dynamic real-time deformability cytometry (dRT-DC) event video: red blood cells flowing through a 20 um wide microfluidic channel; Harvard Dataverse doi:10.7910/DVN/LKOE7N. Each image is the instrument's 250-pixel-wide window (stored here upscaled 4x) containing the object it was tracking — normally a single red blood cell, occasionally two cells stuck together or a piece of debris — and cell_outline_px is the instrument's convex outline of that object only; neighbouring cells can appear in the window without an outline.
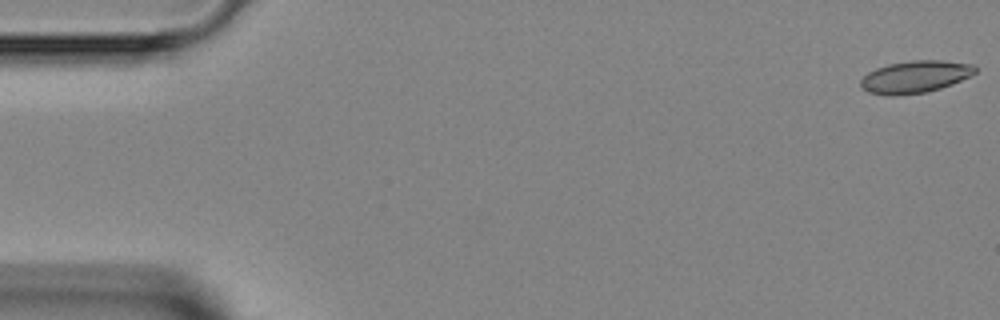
{"species": "Egyptian fruit bat (a non-hibernating species)", "species_latin": "Rousettus aegyptiacus", "temperature_condition": "room temperature", "stored_images_in_passage": 12, "camera_frame_rate_fps": 3000, "um_per_image_px": 0.085, "animal": {"sex": "female"}, "frame": {"image": 1, "passage_image": 1, "time_ms": 0.0, "image_size_px": [1000, 320], "cell_outline_px": [[976, 72], [952, 84], [940, 88], [924, 92], [892, 96], [868, 92], [860, 88], [860, 80], [868, 72], [876, 68], [888, 64], [912, 60], [940, 60], [972, 64], [976, 68]], "centroid_in_image_um": [77.74, 6.52], "position_along_channel_um": 7.3, "area_um2": 21.33}}